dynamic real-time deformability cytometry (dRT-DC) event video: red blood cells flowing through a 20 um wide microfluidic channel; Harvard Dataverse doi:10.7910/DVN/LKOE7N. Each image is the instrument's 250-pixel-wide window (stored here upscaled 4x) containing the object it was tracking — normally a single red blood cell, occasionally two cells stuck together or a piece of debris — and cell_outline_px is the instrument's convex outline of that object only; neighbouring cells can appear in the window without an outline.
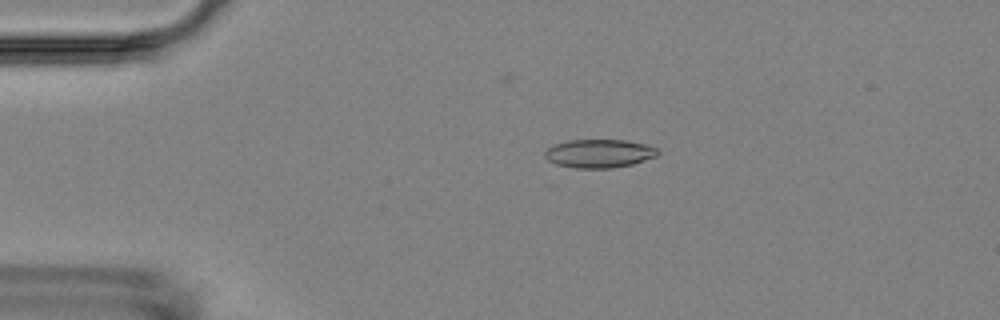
{"species": "Egyptian fruit bat (a non-hibernating species)", "species_latin": "Rousettus aegyptiacus", "temperature_condition": "room temperature", "stored_images_in_passage": 6, "camera_frame_rate_fps": 3000, "um_per_image_px": 0.085, "animal": {"sex": "female"}, "frame": {"image": 1, "passage_image": 4, "time_ms": 3.333, "image_size_px": [1000, 320], "cell_outline_px": [[660, 152], [656, 156], [632, 164], [612, 168], [576, 168], [556, 164], [548, 160], [544, 156], [544, 152], [548, 148], [556, 144], [568, 140], [624, 140], [648, 144], [656, 148]], "centroid_in_image_um": [50.94, 13.04], "position_along_channel_um": 34.1, "area_um2": 18.67}}